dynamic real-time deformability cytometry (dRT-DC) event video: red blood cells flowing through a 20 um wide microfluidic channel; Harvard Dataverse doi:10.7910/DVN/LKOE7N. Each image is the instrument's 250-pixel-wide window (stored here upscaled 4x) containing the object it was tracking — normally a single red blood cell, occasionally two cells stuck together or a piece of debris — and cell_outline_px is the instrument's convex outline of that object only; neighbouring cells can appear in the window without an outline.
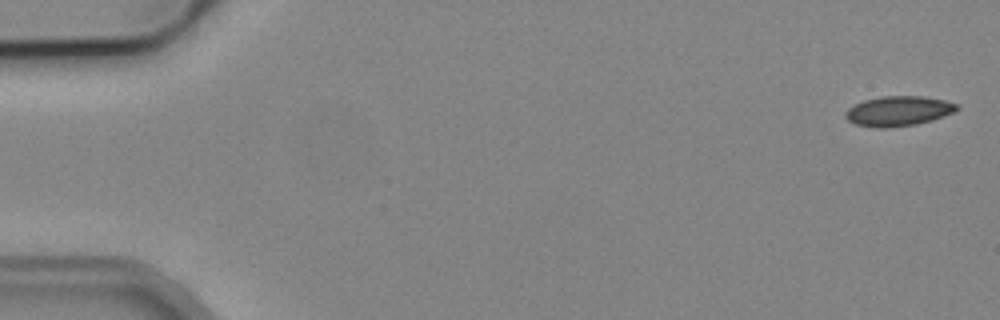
{"species": "common noctule bat (a hibernating species)", "species_latin": "Nyctalus noctula", "temperature_condition": "cold", "stored_images_in_passage": 5, "camera_frame_rate_fps": 3000, "um_per_image_px": 0.085, "animal": {"sex": "male", "body_mass_g": 19.2, "forearm_length_mm": 51.8}, "frame": {"image": 1, "passage_image": 1, "time_ms": 0.0, "image_size_px": [1000, 320], "cell_outline_px": [[960, 108], [952, 112], [932, 120], [916, 124], [888, 128], [876, 128], [856, 124], [848, 120], [844, 116], [844, 112], [848, 108], [864, 100], [880, 96], [924, 96], [944, 100], [960, 104]], "centroid_in_image_um": [76.36, 9.43], "position_along_channel_um": 8.6, "area_um2": 19.48}}
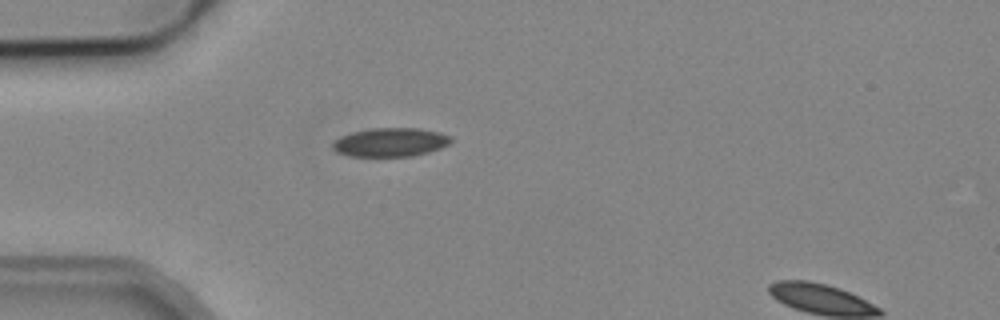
{"frame": {"image": 2, "passage_image": 4, "time_ms": 4.667, "image_size_px": [1000, 320], "cell_outline_px": [[452, 140], [448, 144], [440, 148], [428, 152], [412, 156], [348, 156], [336, 152], [332, 148], [332, 144], [340, 136], [352, 132], [372, 128], [420, 128], [440, 132], [452, 136]], "centroid_in_image_um": [33.19, 12.08], "position_along_channel_um": 51.8, "area_um2": 19.88}}